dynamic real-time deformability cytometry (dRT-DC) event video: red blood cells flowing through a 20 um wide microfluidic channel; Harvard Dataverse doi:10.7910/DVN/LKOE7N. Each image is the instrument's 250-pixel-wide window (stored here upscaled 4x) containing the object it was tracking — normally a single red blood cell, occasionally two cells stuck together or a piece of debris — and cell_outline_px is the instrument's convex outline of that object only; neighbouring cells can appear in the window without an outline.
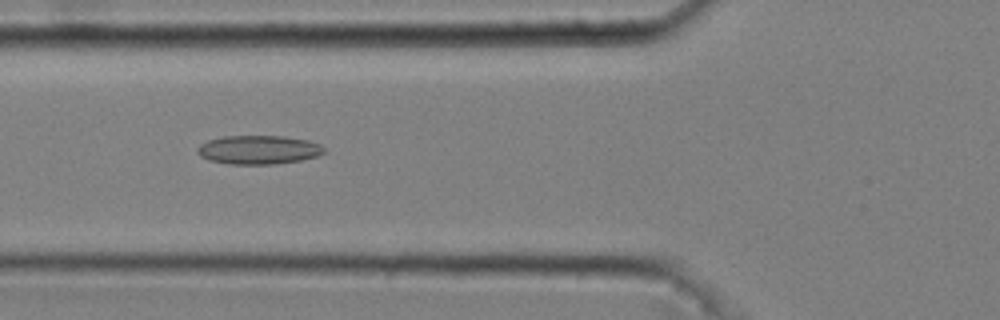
{"species": "common noctule bat (a hibernating species)", "species_latin": "Nyctalus noctula", "temperature_condition": "cold", "stored_images_in_passage": 40, "camera_frame_rate_fps": 3000, "um_per_image_px": 0.085, "animal": {"sex": "male", "body_mass_g": 20.4}, "frame": {"image": 1, "passage_image": 10, "time_ms": 3.0, "image_size_px": [1000, 320], "cell_outline_px": [[324, 152], [316, 156], [300, 160], [276, 164], [228, 164], [208, 160], [200, 156], [196, 152], [196, 148], [200, 144], [208, 140], [224, 136], [284, 136], [308, 140], [320, 144], [324, 148]], "centroid_in_image_um": [21.94, 12.73], "position_along_channel_um": 103.9, "area_um2": 21.33}}
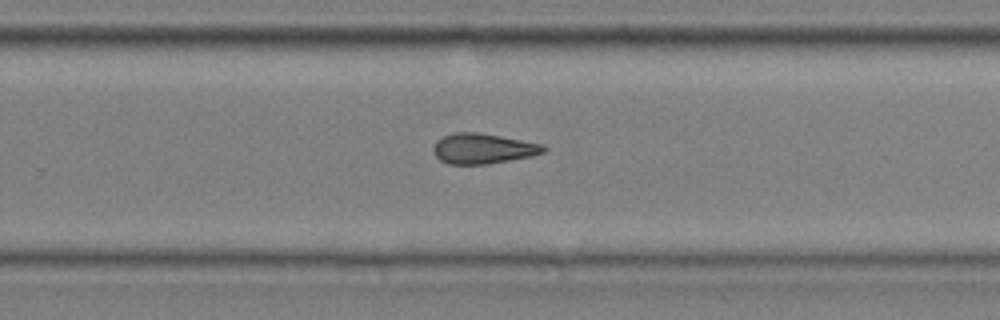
{"frame": {"image": 2, "passage_image": 25, "time_ms": 8.0, "image_size_px": [1000, 320], "cell_outline_px": [[548, 148], [544, 152], [532, 156], [488, 164], [448, 164], [440, 160], [436, 156], [432, 148], [436, 140], [444, 136], [456, 132], [476, 132], [500, 136], [540, 144]], "centroid_in_image_um": [41.02, 12.63], "position_along_channel_um": 288.8, "area_um2": 19.31}}
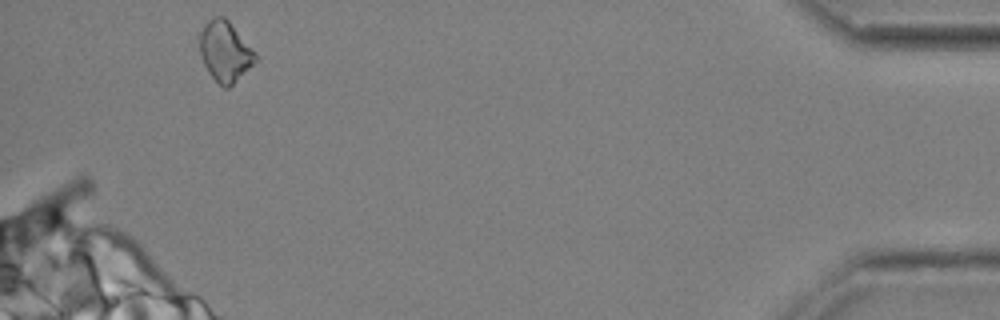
{"frame": {"image": 3, "passage_image": 40, "time_ms": 13.0, "image_size_px": [1000, 320], "cell_outline_px": [[256, 60], [228, 88], [224, 88], [208, 72], [204, 64], [200, 52], [200, 32], [204, 24], [208, 20], [216, 16], [224, 16], [228, 20], [256, 52]], "centroid_in_image_um": [19.11, 4.34], "position_along_channel_um": 416.1, "area_um2": 19.19}}